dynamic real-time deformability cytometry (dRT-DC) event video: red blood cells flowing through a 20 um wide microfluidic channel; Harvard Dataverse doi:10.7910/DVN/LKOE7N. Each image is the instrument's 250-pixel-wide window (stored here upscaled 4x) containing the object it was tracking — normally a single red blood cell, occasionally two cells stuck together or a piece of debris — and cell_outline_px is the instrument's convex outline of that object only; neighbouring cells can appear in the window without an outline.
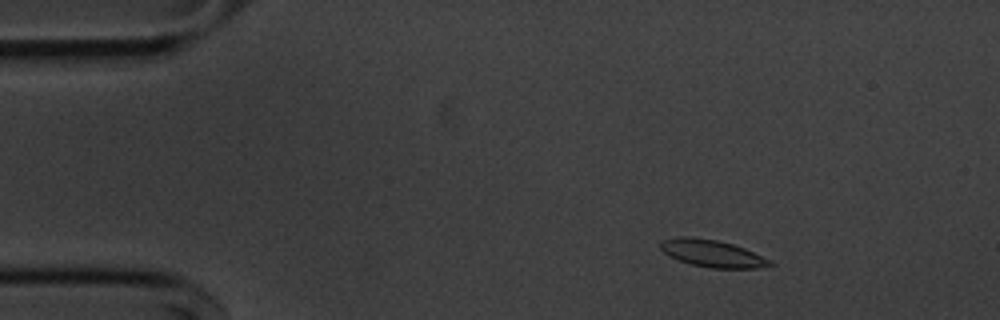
{"species": "common noctule bat (a hibernating species)", "species_latin": "Nyctalus noctula", "temperature_condition": "cold", "stored_images_in_passage": 55, "camera_frame_rate_fps": 3000, "um_per_image_px": 0.085, "animal": {"sex": "male", "body_mass_g": 20.1, "forearm_length_mm": 53.5}, "frame": {"image": 1, "passage_image": 8, "time_ms": 2.333, "image_size_px": [1000, 320], "cell_outline_px": [[776, 264], [756, 268], [712, 268], [692, 264], [680, 260], [664, 252], [660, 248], [660, 240], [676, 236], [688, 236], [716, 240], [732, 244], [744, 248], [772, 260]], "centroid_in_image_um": [60.55, 21.53], "position_along_channel_um": 24.4, "area_um2": 17.22}}
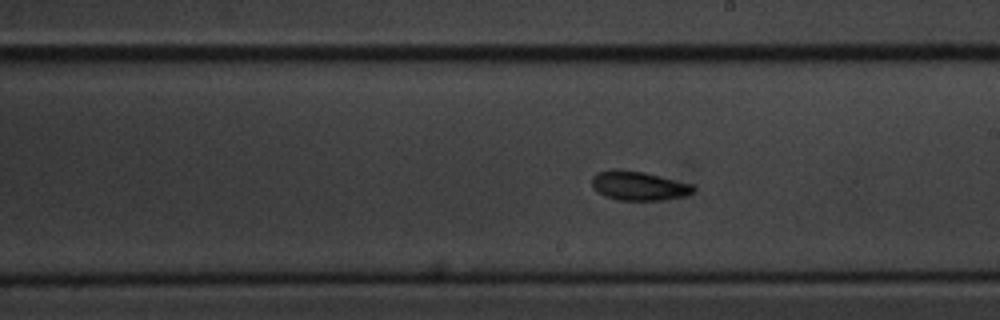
{"frame": {"image": 2, "passage_image": 31, "time_ms": 10.0, "image_size_px": [1000, 320], "cell_outline_px": [[696, 188], [692, 192], [684, 196], [664, 200], [616, 200], [604, 196], [592, 184], [592, 176], [596, 172], [612, 168], [644, 172], [696, 184]], "centroid_in_image_um": [54.32, 15.78], "position_along_channel_um": 234.7, "area_um2": 17.46}}
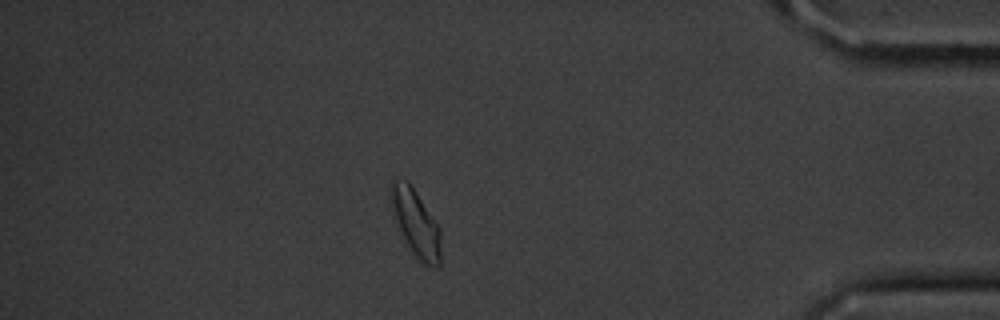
{"frame": {"image": 3, "passage_image": 48, "time_ms": 15.667, "image_size_px": [1000, 320], "cell_outline_px": [[440, 264], [428, 264], [420, 260], [412, 252], [400, 228], [388, 196], [388, 188], [392, 180], [408, 180], [440, 228]], "centroid_in_image_um": [35.32, 18.86], "position_along_channel_um": 399.9, "area_um2": 18.73}}